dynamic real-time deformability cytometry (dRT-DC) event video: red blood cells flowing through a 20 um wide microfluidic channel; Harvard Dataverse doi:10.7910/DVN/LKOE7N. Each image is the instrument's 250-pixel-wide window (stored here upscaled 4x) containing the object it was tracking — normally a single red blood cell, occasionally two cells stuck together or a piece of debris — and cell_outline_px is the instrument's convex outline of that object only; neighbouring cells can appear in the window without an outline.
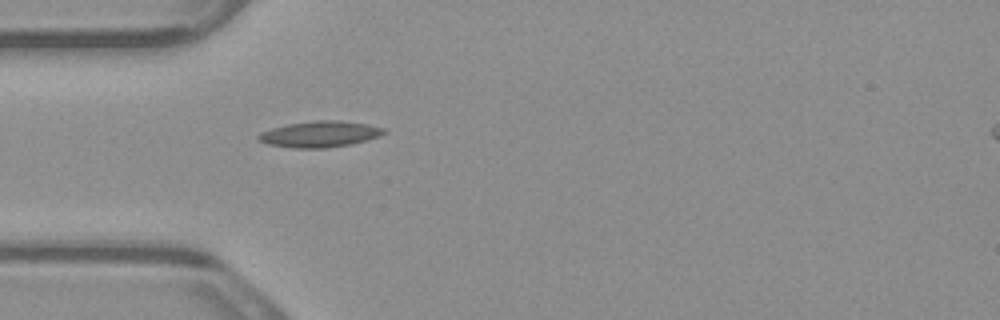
{"species": "common noctule bat (a hibernating species)", "species_latin": "Nyctalus noctula", "temperature_condition": "warm", "stored_images_in_passage": 2, "camera_frame_rate_fps": 3000, "um_per_image_px": 0.085, "animal": {"sex": "male", "body_mass_g": 23.1, "forearm_length_mm": 52.7}, "frame": {"image": 1, "passage_image": 1, "time_ms": 0.0, "image_size_px": [1000, 320], "cell_outline_px": [[388, 132], [380, 136], [352, 144], [328, 148], [292, 148], [268, 144], [260, 140], [256, 136], [260, 132], [272, 128], [288, 124], [316, 120], [340, 120], [368, 124], [384, 128]], "centroid_in_image_um": [27.21, 11.4], "position_along_channel_um": 57.8, "area_um2": 19.19}}